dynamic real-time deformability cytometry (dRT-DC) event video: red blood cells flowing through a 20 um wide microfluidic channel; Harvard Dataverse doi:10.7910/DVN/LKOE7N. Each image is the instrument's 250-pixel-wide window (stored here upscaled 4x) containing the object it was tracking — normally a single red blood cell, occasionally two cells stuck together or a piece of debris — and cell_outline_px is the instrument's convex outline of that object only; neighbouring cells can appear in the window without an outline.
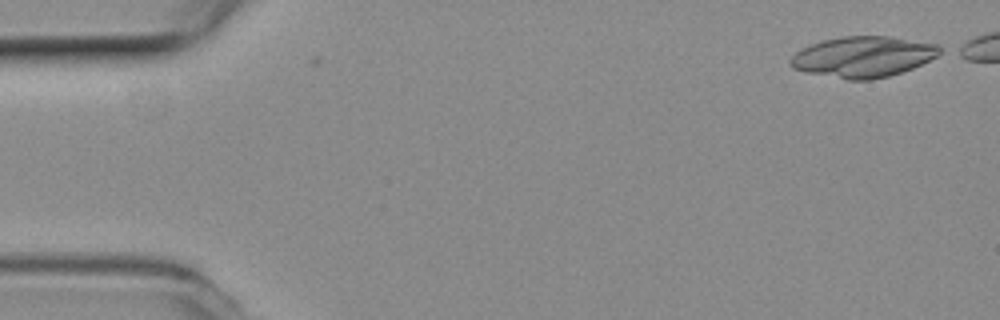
{"species": "common noctule bat (a hibernating species)", "species_latin": "Nyctalus noctula", "temperature_condition": "room temperature", "stored_images_in_passage": 18, "camera_frame_rate_fps": 3000, "um_per_image_px": 0.085, "animal": {"sex": "female", "body_mass_g": 19.3, "forearm_length_mm": 54.1}, "frame": {"image": 1, "passage_image": 3, "time_ms": 0.667, "image_size_px": [1000, 320], "cell_outline_px": [[932, 56], [908, 68], [896, 72], [880, 76], [844, 76], [800, 68], [820, 44], [832, 40], [864, 36], [928, 48]], "centroid_in_image_um": [73.49, 4.85], "position_along_channel_um": 11.5, "area_um2": 26.59}}